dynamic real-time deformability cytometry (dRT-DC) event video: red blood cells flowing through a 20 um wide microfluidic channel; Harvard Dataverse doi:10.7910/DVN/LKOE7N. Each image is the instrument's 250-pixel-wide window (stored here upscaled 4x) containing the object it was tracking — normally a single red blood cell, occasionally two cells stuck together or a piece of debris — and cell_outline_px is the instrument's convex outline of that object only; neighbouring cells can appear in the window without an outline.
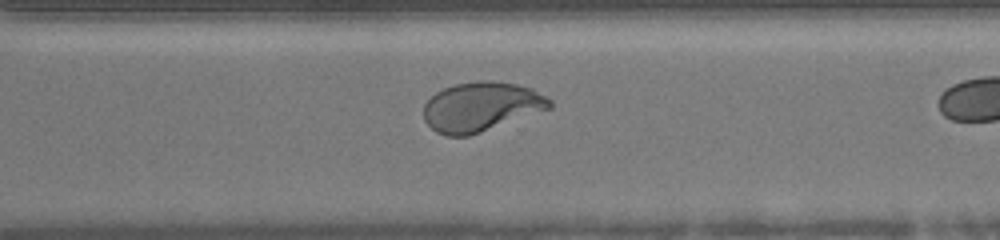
{"species": "human", "species_latin": "Homo sapiens", "temperature_condition": "warm", "stored_images_in_passage": 26, "camera_frame_rate_fps": 3000, "um_per_image_px": 0.085, "donor": {"sex": "female"}, "frame": {"image": 1, "passage_image": 22, "time_ms": 7.0, "image_size_px": [1000, 240], "cell_outline_px": [[552, 108], [468, 136], [448, 136], [436, 132], [424, 120], [424, 104], [436, 92], [444, 88], [456, 84], [480, 80], [492, 80], [516, 84], [532, 88], [552, 100]], "centroid_in_image_um": [40.91, 9.06], "position_along_channel_um": 329.7, "area_um2": 36.18}}